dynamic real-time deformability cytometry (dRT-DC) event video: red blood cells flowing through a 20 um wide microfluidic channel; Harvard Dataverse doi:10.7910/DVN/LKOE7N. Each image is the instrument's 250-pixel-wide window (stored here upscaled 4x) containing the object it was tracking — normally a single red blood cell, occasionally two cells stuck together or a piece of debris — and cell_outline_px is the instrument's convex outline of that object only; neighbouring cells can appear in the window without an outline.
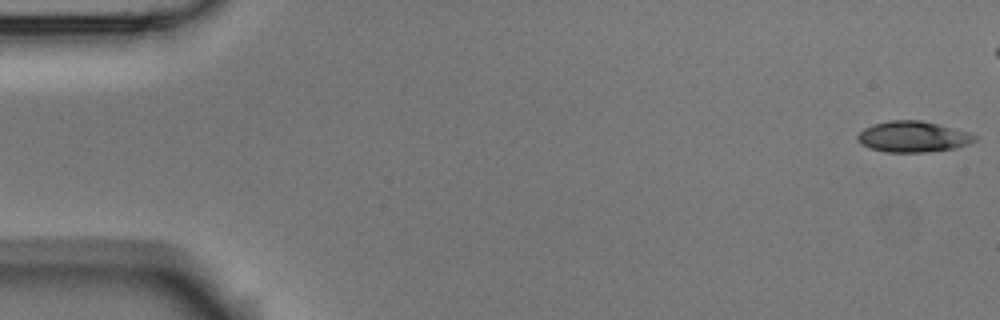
{"species": "Egyptian fruit bat (a non-hibernating species)", "species_latin": "Rousettus aegyptiacus", "temperature_condition": "room temperature", "stored_images_in_passage": 47, "camera_frame_rate_fps": 3000, "um_per_image_px": 0.085, "animal": {"sex": "male"}, "frame": {"image": 1, "passage_image": 1, "time_ms": 0.0, "image_size_px": [1000, 320], "cell_outline_px": [[980, 136], [976, 140], [968, 144], [956, 148], [924, 152], [884, 152], [868, 148], [860, 144], [856, 140], [856, 136], [864, 128], [872, 124], [888, 120], [920, 120], [940, 124], [968, 132]], "centroid_in_image_um": [77.58, 11.62], "position_along_channel_um": 7.4, "area_um2": 21.44}}
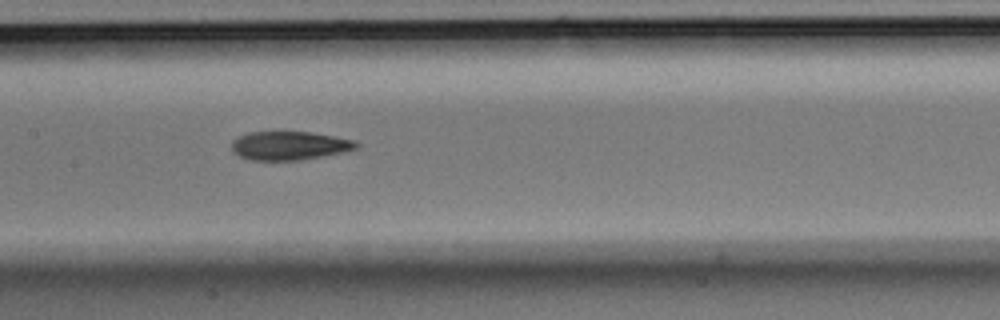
{"frame": {"image": 2, "passage_image": 26, "time_ms": 8.333, "image_size_px": [1000, 320], "cell_outline_px": [[360, 148], [344, 152], [300, 160], [252, 160], [240, 156], [232, 152], [232, 140], [248, 132], [312, 132], [336, 136], [356, 140], [360, 144]], "centroid_in_image_um": [24.66, 12.37], "position_along_channel_um": 182.7, "area_um2": 20.98}}
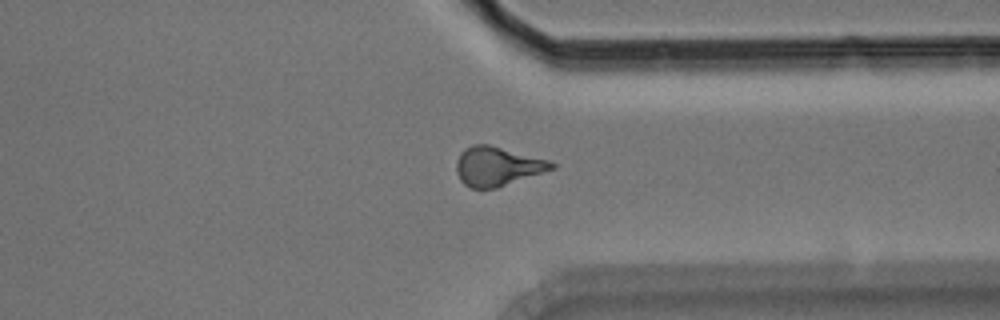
{"frame": {"image": 3, "passage_image": 41, "time_ms": 13.333, "image_size_px": [1000, 320], "cell_outline_px": [[556, 168], [496, 188], [468, 188], [460, 180], [456, 172], [456, 160], [460, 152], [464, 148], [472, 144], [488, 144], [548, 160], [556, 164]], "centroid_in_image_um": [42.23, 14.13], "position_along_channel_um": 369.2, "area_um2": 21.73}, "authors_computed_cell_mechanics": {"area_um2": 21.3282, "velocity_mm_per_s": 3.759, "shape_relaxation_time_tau1_ms": 6.2136, "shape_relaxation_time_tau2_ms": 3.9395, "deformation_change_tau1": 0.1666, "deformation_change_tau2": 0.1159}}